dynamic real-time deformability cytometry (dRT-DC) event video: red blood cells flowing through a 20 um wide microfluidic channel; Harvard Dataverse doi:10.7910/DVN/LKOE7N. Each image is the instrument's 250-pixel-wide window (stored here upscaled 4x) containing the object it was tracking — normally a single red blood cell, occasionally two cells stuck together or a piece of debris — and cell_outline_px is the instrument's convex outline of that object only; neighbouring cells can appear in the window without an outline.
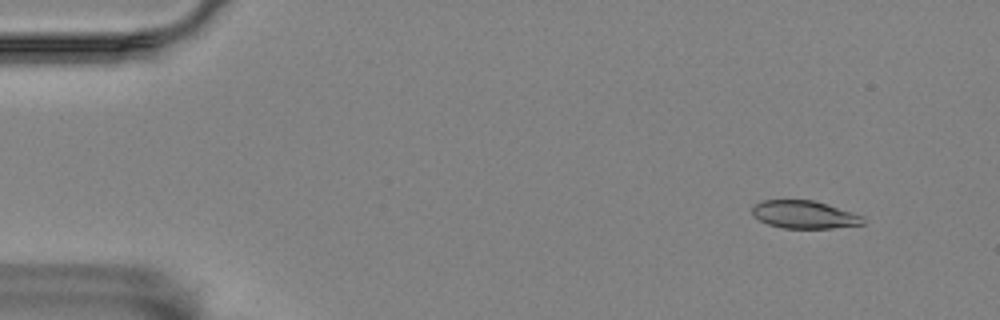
{"species": "Egyptian fruit bat (a non-hibernating species)", "species_latin": "Rousettus aegyptiacus", "temperature_condition": "room temperature", "stored_images_in_passage": 8, "camera_frame_rate_fps": 3000, "um_per_image_px": 0.085, "animal": {"sex": "female"}, "frame": {"image": 1, "passage_image": 1, "time_ms": 0.0, "image_size_px": [1000, 320], "cell_outline_px": [[864, 224], [832, 228], [784, 228], [768, 224], [760, 220], [752, 212], [752, 208], [760, 200], [812, 200], [852, 212], [864, 216]], "centroid_in_image_um": [68.38, 18.24], "position_along_channel_um": 16.6, "area_um2": 17.74}}
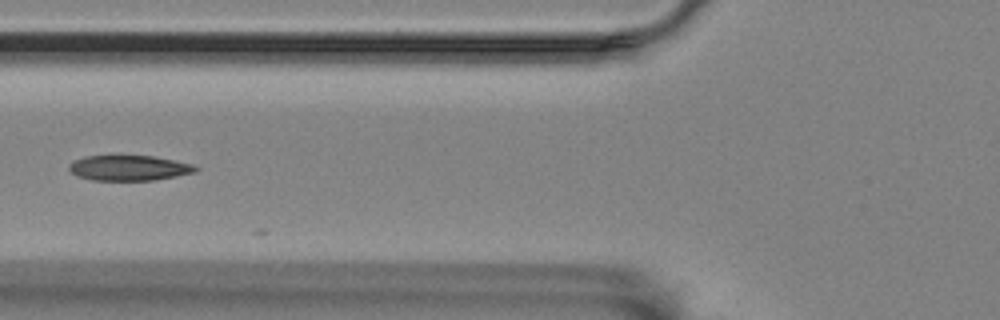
{"frame": {"image": 2, "passage_image": 6, "time_ms": 5.667, "image_size_px": [1000, 320], "cell_outline_px": [[200, 168], [196, 172], [156, 180], [92, 180], [76, 176], [68, 168], [68, 164], [84, 156], [152, 156], [196, 164]], "centroid_in_image_um": [11.01, 14.28], "position_along_channel_um": 114.8, "area_um2": 18.73}}
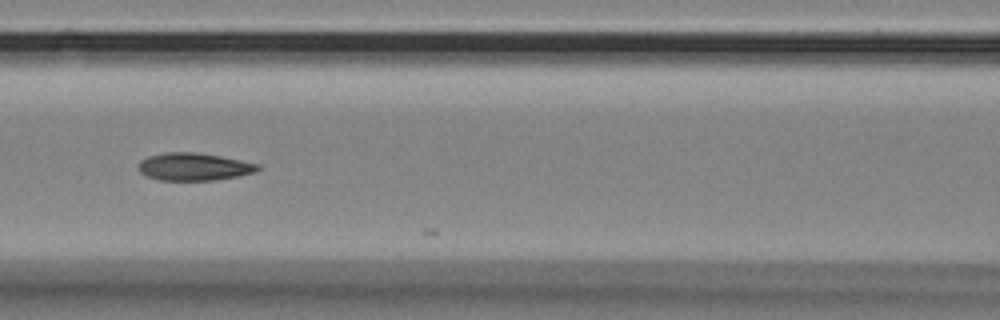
{"frame": {"image": 3, "passage_image": 7, "time_ms": 6.667, "image_size_px": [1000, 320], "cell_outline_px": [[260, 168], [256, 172], [240, 176], [216, 180], [160, 180], [148, 176], [140, 172], [136, 168], [136, 164], [140, 160], [148, 156], [164, 152], [192, 152], [220, 156], [260, 164]], "centroid_in_image_um": [16.46, 14.17], "position_along_channel_um": 150.1, "area_um2": 19.36}}